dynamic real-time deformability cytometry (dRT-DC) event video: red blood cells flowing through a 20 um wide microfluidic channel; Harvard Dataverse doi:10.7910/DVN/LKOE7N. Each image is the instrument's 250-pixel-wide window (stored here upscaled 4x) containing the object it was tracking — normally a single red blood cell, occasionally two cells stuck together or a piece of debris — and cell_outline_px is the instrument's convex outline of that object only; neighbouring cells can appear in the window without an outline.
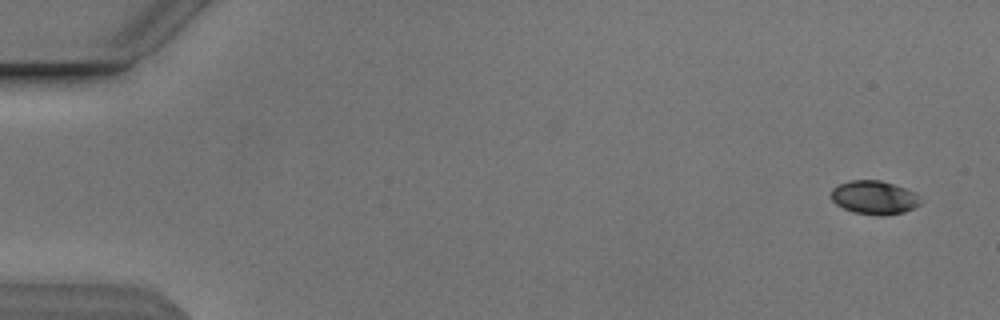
{"species": "Egyptian fruit bat (a non-hibernating species)", "species_latin": "Rousettus aegyptiacus", "temperature_condition": "cold", "stored_images_in_passage": 41, "camera_frame_rate_fps": 3000, "um_per_image_px": 0.085, "animal": {"sex": "male"}, "frame": {"image": 1, "passage_image": 1, "time_ms": 0.0, "image_size_px": [1000, 320], "cell_outline_px": [[920, 204], [904, 212], [884, 216], [880, 216], [856, 212], [844, 208], [836, 204], [832, 200], [832, 188], [848, 180], [880, 180], [916, 192], [920, 200]], "centroid_in_image_um": [74.31, 16.78], "position_along_channel_um": 10.7, "area_um2": 17.34}}
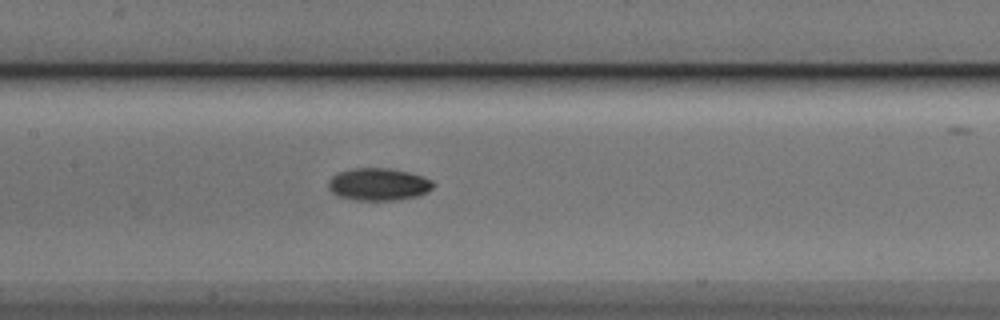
{"frame": {"image": 2, "passage_image": 25, "time_ms": 8.0, "image_size_px": [1000, 320], "cell_outline_px": [[436, 184], [428, 192], [416, 196], [396, 200], [356, 200], [336, 196], [328, 188], [328, 180], [336, 172], [352, 168], [388, 168], [408, 172], [424, 176], [432, 180]], "centroid_in_image_um": [32.16, 15.66], "position_along_channel_um": 175.2, "area_um2": 20.06}}
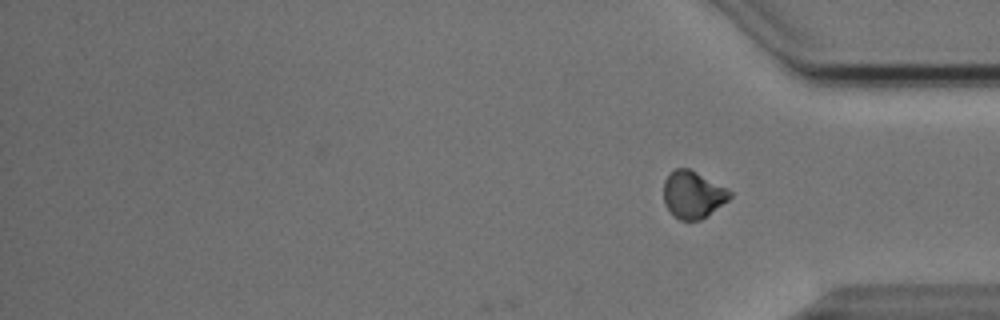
{"frame": {"image": 3, "passage_image": 41, "time_ms": 13.333, "image_size_px": [1000, 320], "cell_outline_px": [[732, 196], [728, 200], [700, 220], [680, 220], [664, 204], [664, 180], [676, 168], [688, 168], [696, 172], [732, 192]], "centroid_in_image_um": [58.88, 16.54], "position_along_channel_um": 376.3, "area_um2": 17.69}, "authors_computed_cell_mechanics": {"area_um2": 18.5538, "velocity_mm_per_s": 3.8317, "shape_relaxation_time_tau1_ms": 3.5678, "shape_relaxation_time_tau2_ms": 5.0373, "deformation_change_tau1": 0.1085, "deformation_change_tau2": 0.0612}}